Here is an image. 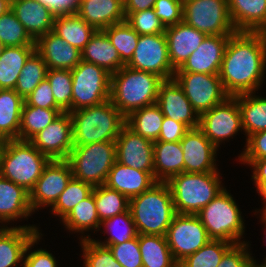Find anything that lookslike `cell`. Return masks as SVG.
<instances>
[{
    "label": "cell",
    "mask_w": 266,
    "mask_h": 267,
    "mask_svg": "<svg viewBox=\"0 0 266 267\" xmlns=\"http://www.w3.org/2000/svg\"><path fill=\"white\" fill-rule=\"evenodd\" d=\"M266 33L236 32L230 36L219 76L229 96L252 93L266 74Z\"/></svg>",
    "instance_id": "cell-1"
},
{
    "label": "cell",
    "mask_w": 266,
    "mask_h": 267,
    "mask_svg": "<svg viewBox=\"0 0 266 267\" xmlns=\"http://www.w3.org/2000/svg\"><path fill=\"white\" fill-rule=\"evenodd\" d=\"M163 81L156 74L125 65L111 74L110 101L127 117L134 110L156 104Z\"/></svg>",
    "instance_id": "cell-2"
},
{
    "label": "cell",
    "mask_w": 266,
    "mask_h": 267,
    "mask_svg": "<svg viewBox=\"0 0 266 267\" xmlns=\"http://www.w3.org/2000/svg\"><path fill=\"white\" fill-rule=\"evenodd\" d=\"M129 210L138 234L165 236L176 212L166 182H156L149 190L129 201Z\"/></svg>",
    "instance_id": "cell-3"
},
{
    "label": "cell",
    "mask_w": 266,
    "mask_h": 267,
    "mask_svg": "<svg viewBox=\"0 0 266 267\" xmlns=\"http://www.w3.org/2000/svg\"><path fill=\"white\" fill-rule=\"evenodd\" d=\"M69 113L72 118L73 146L116 141L125 125V116L110 100Z\"/></svg>",
    "instance_id": "cell-4"
},
{
    "label": "cell",
    "mask_w": 266,
    "mask_h": 267,
    "mask_svg": "<svg viewBox=\"0 0 266 267\" xmlns=\"http://www.w3.org/2000/svg\"><path fill=\"white\" fill-rule=\"evenodd\" d=\"M51 159L30 141L6 140L0 145V175L30 192Z\"/></svg>",
    "instance_id": "cell-5"
},
{
    "label": "cell",
    "mask_w": 266,
    "mask_h": 267,
    "mask_svg": "<svg viewBox=\"0 0 266 267\" xmlns=\"http://www.w3.org/2000/svg\"><path fill=\"white\" fill-rule=\"evenodd\" d=\"M166 183L172 193L175 212L179 214H197L225 188L219 171L182 172Z\"/></svg>",
    "instance_id": "cell-6"
},
{
    "label": "cell",
    "mask_w": 266,
    "mask_h": 267,
    "mask_svg": "<svg viewBox=\"0 0 266 267\" xmlns=\"http://www.w3.org/2000/svg\"><path fill=\"white\" fill-rule=\"evenodd\" d=\"M235 200L224 188L196 214L210 239L232 244L247 242L241 240L245 234V220Z\"/></svg>",
    "instance_id": "cell-7"
},
{
    "label": "cell",
    "mask_w": 266,
    "mask_h": 267,
    "mask_svg": "<svg viewBox=\"0 0 266 267\" xmlns=\"http://www.w3.org/2000/svg\"><path fill=\"white\" fill-rule=\"evenodd\" d=\"M66 160L74 178L93 187L103 185L116 162L115 141L73 146Z\"/></svg>",
    "instance_id": "cell-8"
},
{
    "label": "cell",
    "mask_w": 266,
    "mask_h": 267,
    "mask_svg": "<svg viewBox=\"0 0 266 267\" xmlns=\"http://www.w3.org/2000/svg\"><path fill=\"white\" fill-rule=\"evenodd\" d=\"M72 111L110 100L111 74L102 67L81 60L71 70Z\"/></svg>",
    "instance_id": "cell-9"
},
{
    "label": "cell",
    "mask_w": 266,
    "mask_h": 267,
    "mask_svg": "<svg viewBox=\"0 0 266 267\" xmlns=\"http://www.w3.org/2000/svg\"><path fill=\"white\" fill-rule=\"evenodd\" d=\"M183 21L207 36H231L237 32L229 15L228 0H184Z\"/></svg>",
    "instance_id": "cell-10"
},
{
    "label": "cell",
    "mask_w": 266,
    "mask_h": 267,
    "mask_svg": "<svg viewBox=\"0 0 266 267\" xmlns=\"http://www.w3.org/2000/svg\"><path fill=\"white\" fill-rule=\"evenodd\" d=\"M198 128L217 149L225 141L234 138L240 130L242 132L237 95L227 97L220 104L201 114Z\"/></svg>",
    "instance_id": "cell-11"
},
{
    "label": "cell",
    "mask_w": 266,
    "mask_h": 267,
    "mask_svg": "<svg viewBox=\"0 0 266 267\" xmlns=\"http://www.w3.org/2000/svg\"><path fill=\"white\" fill-rule=\"evenodd\" d=\"M174 79L199 116L229 97L216 74L175 72Z\"/></svg>",
    "instance_id": "cell-12"
},
{
    "label": "cell",
    "mask_w": 266,
    "mask_h": 267,
    "mask_svg": "<svg viewBox=\"0 0 266 267\" xmlns=\"http://www.w3.org/2000/svg\"><path fill=\"white\" fill-rule=\"evenodd\" d=\"M165 237L178 264L210 240L206 228L196 214L176 213Z\"/></svg>",
    "instance_id": "cell-13"
},
{
    "label": "cell",
    "mask_w": 266,
    "mask_h": 267,
    "mask_svg": "<svg viewBox=\"0 0 266 267\" xmlns=\"http://www.w3.org/2000/svg\"><path fill=\"white\" fill-rule=\"evenodd\" d=\"M126 66L156 74L163 80L173 79L175 69L169 61L165 33L139 35L137 47Z\"/></svg>",
    "instance_id": "cell-14"
},
{
    "label": "cell",
    "mask_w": 266,
    "mask_h": 267,
    "mask_svg": "<svg viewBox=\"0 0 266 267\" xmlns=\"http://www.w3.org/2000/svg\"><path fill=\"white\" fill-rule=\"evenodd\" d=\"M72 177L71 166L66 159L50 160L29 192V202L33 213L46 206L52 207Z\"/></svg>",
    "instance_id": "cell-15"
},
{
    "label": "cell",
    "mask_w": 266,
    "mask_h": 267,
    "mask_svg": "<svg viewBox=\"0 0 266 267\" xmlns=\"http://www.w3.org/2000/svg\"><path fill=\"white\" fill-rule=\"evenodd\" d=\"M116 161L140 171H147L154 177V142L136 134L126 124L115 141Z\"/></svg>",
    "instance_id": "cell-16"
},
{
    "label": "cell",
    "mask_w": 266,
    "mask_h": 267,
    "mask_svg": "<svg viewBox=\"0 0 266 267\" xmlns=\"http://www.w3.org/2000/svg\"><path fill=\"white\" fill-rule=\"evenodd\" d=\"M30 142L51 160L67 159L73 148L70 113H61L51 124L37 133Z\"/></svg>",
    "instance_id": "cell-17"
},
{
    "label": "cell",
    "mask_w": 266,
    "mask_h": 267,
    "mask_svg": "<svg viewBox=\"0 0 266 267\" xmlns=\"http://www.w3.org/2000/svg\"><path fill=\"white\" fill-rule=\"evenodd\" d=\"M183 149L184 172L207 173L218 171L217 151L211 141L199 129H190L180 140Z\"/></svg>",
    "instance_id": "cell-18"
},
{
    "label": "cell",
    "mask_w": 266,
    "mask_h": 267,
    "mask_svg": "<svg viewBox=\"0 0 266 267\" xmlns=\"http://www.w3.org/2000/svg\"><path fill=\"white\" fill-rule=\"evenodd\" d=\"M156 104L160 107L164 117L185 123L190 129L199 127L200 116L174 78L164 80L160 84Z\"/></svg>",
    "instance_id": "cell-19"
},
{
    "label": "cell",
    "mask_w": 266,
    "mask_h": 267,
    "mask_svg": "<svg viewBox=\"0 0 266 267\" xmlns=\"http://www.w3.org/2000/svg\"><path fill=\"white\" fill-rule=\"evenodd\" d=\"M230 36H206L200 46L175 72H194L219 75L224 51Z\"/></svg>",
    "instance_id": "cell-20"
},
{
    "label": "cell",
    "mask_w": 266,
    "mask_h": 267,
    "mask_svg": "<svg viewBox=\"0 0 266 267\" xmlns=\"http://www.w3.org/2000/svg\"><path fill=\"white\" fill-rule=\"evenodd\" d=\"M35 51L45 61L48 69L72 70L82 60L81 51L53 31L35 40Z\"/></svg>",
    "instance_id": "cell-21"
},
{
    "label": "cell",
    "mask_w": 266,
    "mask_h": 267,
    "mask_svg": "<svg viewBox=\"0 0 266 267\" xmlns=\"http://www.w3.org/2000/svg\"><path fill=\"white\" fill-rule=\"evenodd\" d=\"M207 35L184 21L166 27L165 37L172 67L180 68L188 57L200 46Z\"/></svg>",
    "instance_id": "cell-22"
},
{
    "label": "cell",
    "mask_w": 266,
    "mask_h": 267,
    "mask_svg": "<svg viewBox=\"0 0 266 267\" xmlns=\"http://www.w3.org/2000/svg\"><path fill=\"white\" fill-rule=\"evenodd\" d=\"M40 232L37 225L0 227V267L23 266L26 246Z\"/></svg>",
    "instance_id": "cell-23"
},
{
    "label": "cell",
    "mask_w": 266,
    "mask_h": 267,
    "mask_svg": "<svg viewBox=\"0 0 266 267\" xmlns=\"http://www.w3.org/2000/svg\"><path fill=\"white\" fill-rule=\"evenodd\" d=\"M11 10L34 40L53 30L56 14L40 1L11 0Z\"/></svg>",
    "instance_id": "cell-24"
},
{
    "label": "cell",
    "mask_w": 266,
    "mask_h": 267,
    "mask_svg": "<svg viewBox=\"0 0 266 267\" xmlns=\"http://www.w3.org/2000/svg\"><path fill=\"white\" fill-rule=\"evenodd\" d=\"M33 214L29 192L0 175V227H8L10 221L28 220Z\"/></svg>",
    "instance_id": "cell-25"
},
{
    "label": "cell",
    "mask_w": 266,
    "mask_h": 267,
    "mask_svg": "<svg viewBox=\"0 0 266 267\" xmlns=\"http://www.w3.org/2000/svg\"><path fill=\"white\" fill-rule=\"evenodd\" d=\"M76 13L97 31L126 20L124 0H79Z\"/></svg>",
    "instance_id": "cell-26"
},
{
    "label": "cell",
    "mask_w": 266,
    "mask_h": 267,
    "mask_svg": "<svg viewBox=\"0 0 266 267\" xmlns=\"http://www.w3.org/2000/svg\"><path fill=\"white\" fill-rule=\"evenodd\" d=\"M156 182L149 172L140 171L116 161L104 185L124 194L130 200L149 190Z\"/></svg>",
    "instance_id": "cell-27"
},
{
    "label": "cell",
    "mask_w": 266,
    "mask_h": 267,
    "mask_svg": "<svg viewBox=\"0 0 266 267\" xmlns=\"http://www.w3.org/2000/svg\"><path fill=\"white\" fill-rule=\"evenodd\" d=\"M228 9L237 32L266 33V0H228Z\"/></svg>",
    "instance_id": "cell-28"
},
{
    "label": "cell",
    "mask_w": 266,
    "mask_h": 267,
    "mask_svg": "<svg viewBox=\"0 0 266 267\" xmlns=\"http://www.w3.org/2000/svg\"><path fill=\"white\" fill-rule=\"evenodd\" d=\"M154 178L167 182L172 176L184 172L183 149L180 141H154Z\"/></svg>",
    "instance_id": "cell-29"
},
{
    "label": "cell",
    "mask_w": 266,
    "mask_h": 267,
    "mask_svg": "<svg viewBox=\"0 0 266 267\" xmlns=\"http://www.w3.org/2000/svg\"><path fill=\"white\" fill-rule=\"evenodd\" d=\"M82 60L104 68L110 74L119 71L125 64L117 49L103 30H98L81 51Z\"/></svg>",
    "instance_id": "cell-30"
},
{
    "label": "cell",
    "mask_w": 266,
    "mask_h": 267,
    "mask_svg": "<svg viewBox=\"0 0 266 267\" xmlns=\"http://www.w3.org/2000/svg\"><path fill=\"white\" fill-rule=\"evenodd\" d=\"M24 99L14 89H0V137L19 139L21 112Z\"/></svg>",
    "instance_id": "cell-31"
},
{
    "label": "cell",
    "mask_w": 266,
    "mask_h": 267,
    "mask_svg": "<svg viewBox=\"0 0 266 267\" xmlns=\"http://www.w3.org/2000/svg\"><path fill=\"white\" fill-rule=\"evenodd\" d=\"M61 222L70 233L72 231L81 234L79 240L91 239V234L84 235L85 232L100 231L101 221L97 214L93 192L74 206Z\"/></svg>",
    "instance_id": "cell-32"
},
{
    "label": "cell",
    "mask_w": 266,
    "mask_h": 267,
    "mask_svg": "<svg viewBox=\"0 0 266 267\" xmlns=\"http://www.w3.org/2000/svg\"><path fill=\"white\" fill-rule=\"evenodd\" d=\"M52 31L82 51L97 30L73 13L56 15Z\"/></svg>",
    "instance_id": "cell-33"
},
{
    "label": "cell",
    "mask_w": 266,
    "mask_h": 267,
    "mask_svg": "<svg viewBox=\"0 0 266 267\" xmlns=\"http://www.w3.org/2000/svg\"><path fill=\"white\" fill-rule=\"evenodd\" d=\"M255 93L237 95L246 139L252 134L266 130V97L255 95Z\"/></svg>",
    "instance_id": "cell-34"
},
{
    "label": "cell",
    "mask_w": 266,
    "mask_h": 267,
    "mask_svg": "<svg viewBox=\"0 0 266 267\" xmlns=\"http://www.w3.org/2000/svg\"><path fill=\"white\" fill-rule=\"evenodd\" d=\"M35 46L4 47L0 56V89H14L26 60Z\"/></svg>",
    "instance_id": "cell-35"
},
{
    "label": "cell",
    "mask_w": 266,
    "mask_h": 267,
    "mask_svg": "<svg viewBox=\"0 0 266 267\" xmlns=\"http://www.w3.org/2000/svg\"><path fill=\"white\" fill-rule=\"evenodd\" d=\"M143 267H177L165 236L138 234Z\"/></svg>",
    "instance_id": "cell-36"
},
{
    "label": "cell",
    "mask_w": 266,
    "mask_h": 267,
    "mask_svg": "<svg viewBox=\"0 0 266 267\" xmlns=\"http://www.w3.org/2000/svg\"><path fill=\"white\" fill-rule=\"evenodd\" d=\"M164 115L157 104L132 111L125 117V124L136 134L151 141H157Z\"/></svg>",
    "instance_id": "cell-37"
},
{
    "label": "cell",
    "mask_w": 266,
    "mask_h": 267,
    "mask_svg": "<svg viewBox=\"0 0 266 267\" xmlns=\"http://www.w3.org/2000/svg\"><path fill=\"white\" fill-rule=\"evenodd\" d=\"M62 109H45L27 105L24 102L19 128V140L30 141L37 133L51 124Z\"/></svg>",
    "instance_id": "cell-38"
},
{
    "label": "cell",
    "mask_w": 266,
    "mask_h": 267,
    "mask_svg": "<svg viewBox=\"0 0 266 267\" xmlns=\"http://www.w3.org/2000/svg\"><path fill=\"white\" fill-rule=\"evenodd\" d=\"M97 214L102 222L105 219L129 210V199L106 185L95 186L92 190Z\"/></svg>",
    "instance_id": "cell-39"
},
{
    "label": "cell",
    "mask_w": 266,
    "mask_h": 267,
    "mask_svg": "<svg viewBox=\"0 0 266 267\" xmlns=\"http://www.w3.org/2000/svg\"><path fill=\"white\" fill-rule=\"evenodd\" d=\"M48 67L42 57L34 51L26 60L21 74L17 79L15 92L23 99L28 97L33 90L46 79Z\"/></svg>",
    "instance_id": "cell-40"
},
{
    "label": "cell",
    "mask_w": 266,
    "mask_h": 267,
    "mask_svg": "<svg viewBox=\"0 0 266 267\" xmlns=\"http://www.w3.org/2000/svg\"><path fill=\"white\" fill-rule=\"evenodd\" d=\"M102 227L106 229V233L105 231H103V233H108L110 236L108 238L106 237L104 242L99 239H93L96 243L102 246L121 244L135 238L138 235L130 210L103 220L100 225L101 231Z\"/></svg>",
    "instance_id": "cell-41"
},
{
    "label": "cell",
    "mask_w": 266,
    "mask_h": 267,
    "mask_svg": "<svg viewBox=\"0 0 266 267\" xmlns=\"http://www.w3.org/2000/svg\"><path fill=\"white\" fill-rule=\"evenodd\" d=\"M93 186L72 177L65 190L60 194L58 200L51 207V213L60 217L61 221L70 213L74 206L88 197L93 190Z\"/></svg>",
    "instance_id": "cell-42"
},
{
    "label": "cell",
    "mask_w": 266,
    "mask_h": 267,
    "mask_svg": "<svg viewBox=\"0 0 266 267\" xmlns=\"http://www.w3.org/2000/svg\"><path fill=\"white\" fill-rule=\"evenodd\" d=\"M233 245L224 240L210 239L202 248L188 255L178 265L179 267H217L224 254Z\"/></svg>",
    "instance_id": "cell-43"
},
{
    "label": "cell",
    "mask_w": 266,
    "mask_h": 267,
    "mask_svg": "<svg viewBox=\"0 0 266 267\" xmlns=\"http://www.w3.org/2000/svg\"><path fill=\"white\" fill-rule=\"evenodd\" d=\"M103 31L117 49L121 61L126 65L137 47L139 34L126 21L113 24Z\"/></svg>",
    "instance_id": "cell-44"
},
{
    "label": "cell",
    "mask_w": 266,
    "mask_h": 267,
    "mask_svg": "<svg viewBox=\"0 0 266 267\" xmlns=\"http://www.w3.org/2000/svg\"><path fill=\"white\" fill-rule=\"evenodd\" d=\"M0 42L5 47L35 46V40L10 9L0 16Z\"/></svg>",
    "instance_id": "cell-45"
},
{
    "label": "cell",
    "mask_w": 266,
    "mask_h": 267,
    "mask_svg": "<svg viewBox=\"0 0 266 267\" xmlns=\"http://www.w3.org/2000/svg\"><path fill=\"white\" fill-rule=\"evenodd\" d=\"M46 79L50 83L56 104L64 111H72L71 70L48 69Z\"/></svg>",
    "instance_id": "cell-46"
},
{
    "label": "cell",
    "mask_w": 266,
    "mask_h": 267,
    "mask_svg": "<svg viewBox=\"0 0 266 267\" xmlns=\"http://www.w3.org/2000/svg\"><path fill=\"white\" fill-rule=\"evenodd\" d=\"M84 267H122L106 246L96 243L92 238L80 240Z\"/></svg>",
    "instance_id": "cell-47"
},
{
    "label": "cell",
    "mask_w": 266,
    "mask_h": 267,
    "mask_svg": "<svg viewBox=\"0 0 266 267\" xmlns=\"http://www.w3.org/2000/svg\"><path fill=\"white\" fill-rule=\"evenodd\" d=\"M126 22L139 35L165 33V27L156 16L153 8L139 12H124Z\"/></svg>",
    "instance_id": "cell-48"
},
{
    "label": "cell",
    "mask_w": 266,
    "mask_h": 267,
    "mask_svg": "<svg viewBox=\"0 0 266 267\" xmlns=\"http://www.w3.org/2000/svg\"><path fill=\"white\" fill-rule=\"evenodd\" d=\"M106 247L110 249L113 257L122 267H143L138 235L121 244L108 245Z\"/></svg>",
    "instance_id": "cell-49"
},
{
    "label": "cell",
    "mask_w": 266,
    "mask_h": 267,
    "mask_svg": "<svg viewBox=\"0 0 266 267\" xmlns=\"http://www.w3.org/2000/svg\"><path fill=\"white\" fill-rule=\"evenodd\" d=\"M42 236L43 234L38 232L26 246L22 267H58L52 253L42 248L33 249L36 244H39L40 239L42 240Z\"/></svg>",
    "instance_id": "cell-50"
},
{
    "label": "cell",
    "mask_w": 266,
    "mask_h": 267,
    "mask_svg": "<svg viewBox=\"0 0 266 267\" xmlns=\"http://www.w3.org/2000/svg\"><path fill=\"white\" fill-rule=\"evenodd\" d=\"M153 9L165 28L183 21L181 0H156Z\"/></svg>",
    "instance_id": "cell-51"
},
{
    "label": "cell",
    "mask_w": 266,
    "mask_h": 267,
    "mask_svg": "<svg viewBox=\"0 0 266 267\" xmlns=\"http://www.w3.org/2000/svg\"><path fill=\"white\" fill-rule=\"evenodd\" d=\"M245 142L238 162L250 165L254 160L266 158V130L250 135Z\"/></svg>",
    "instance_id": "cell-52"
},
{
    "label": "cell",
    "mask_w": 266,
    "mask_h": 267,
    "mask_svg": "<svg viewBox=\"0 0 266 267\" xmlns=\"http://www.w3.org/2000/svg\"><path fill=\"white\" fill-rule=\"evenodd\" d=\"M250 242L234 244L222 257L217 267H253Z\"/></svg>",
    "instance_id": "cell-53"
},
{
    "label": "cell",
    "mask_w": 266,
    "mask_h": 267,
    "mask_svg": "<svg viewBox=\"0 0 266 267\" xmlns=\"http://www.w3.org/2000/svg\"><path fill=\"white\" fill-rule=\"evenodd\" d=\"M27 105L45 109H61L55 102L50 83L43 80L33 92L24 99Z\"/></svg>",
    "instance_id": "cell-54"
},
{
    "label": "cell",
    "mask_w": 266,
    "mask_h": 267,
    "mask_svg": "<svg viewBox=\"0 0 266 267\" xmlns=\"http://www.w3.org/2000/svg\"><path fill=\"white\" fill-rule=\"evenodd\" d=\"M189 130L190 128L185 123H179L164 117L157 141L178 142Z\"/></svg>",
    "instance_id": "cell-55"
},
{
    "label": "cell",
    "mask_w": 266,
    "mask_h": 267,
    "mask_svg": "<svg viewBox=\"0 0 266 267\" xmlns=\"http://www.w3.org/2000/svg\"><path fill=\"white\" fill-rule=\"evenodd\" d=\"M46 4L56 15L76 13L79 0H37Z\"/></svg>",
    "instance_id": "cell-56"
},
{
    "label": "cell",
    "mask_w": 266,
    "mask_h": 267,
    "mask_svg": "<svg viewBox=\"0 0 266 267\" xmlns=\"http://www.w3.org/2000/svg\"><path fill=\"white\" fill-rule=\"evenodd\" d=\"M156 0H124V12H139L154 8Z\"/></svg>",
    "instance_id": "cell-57"
},
{
    "label": "cell",
    "mask_w": 266,
    "mask_h": 267,
    "mask_svg": "<svg viewBox=\"0 0 266 267\" xmlns=\"http://www.w3.org/2000/svg\"><path fill=\"white\" fill-rule=\"evenodd\" d=\"M249 166L253 170V175H251L253 181L266 180V158L254 160Z\"/></svg>",
    "instance_id": "cell-58"
},
{
    "label": "cell",
    "mask_w": 266,
    "mask_h": 267,
    "mask_svg": "<svg viewBox=\"0 0 266 267\" xmlns=\"http://www.w3.org/2000/svg\"><path fill=\"white\" fill-rule=\"evenodd\" d=\"M254 185H256V189L258 192V195H260L262 197L263 200V207H261L262 209H257L255 210V215L256 213H261L262 212H266V180L265 181H254Z\"/></svg>",
    "instance_id": "cell-59"
},
{
    "label": "cell",
    "mask_w": 266,
    "mask_h": 267,
    "mask_svg": "<svg viewBox=\"0 0 266 267\" xmlns=\"http://www.w3.org/2000/svg\"><path fill=\"white\" fill-rule=\"evenodd\" d=\"M11 9V0H0V16Z\"/></svg>",
    "instance_id": "cell-60"
},
{
    "label": "cell",
    "mask_w": 266,
    "mask_h": 267,
    "mask_svg": "<svg viewBox=\"0 0 266 267\" xmlns=\"http://www.w3.org/2000/svg\"><path fill=\"white\" fill-rule=\"evenodd\" d=\"M260 214H261V217L259 216V218L261 219L260 221L262 222V224H264V228L266 230V212H261ZM264 239H266V238H264ZM265 259H266V257H265Z\"/></svg>",
    "instance_id": "cell-61"
},
{
    "label": "cell",
    "mask_w": 266,
    "mask_h": 267,
    "mask_svg": "<svg viewBox=\"0 0 266 267\" xmlns=\"http://www.w3.org/2000/svg\"><path fill=\"white\" fill-rule=\"evenodd\" d=\"M253 267H266V259L263 260L260 264L256 261V259H253Z\"/></svg>",
    "instance_id": "cell-62"
},
{
    "label": "cell",
    "mask_w": 266,
    "mask_h": 267,
    "mask_svg": "<svg viewBox=\"0 0 266 267\" xmlns=\"http://www.w3.org/2000/svg\"><path fill=\"white\" fill-rule=\"evenodd\" d=\"M4 47H5L4 44L2 42H0V56L2 54Z\"/></svg>",
    "instance_id": "cell-63"
},
{
    "label": "cell",
    "mask_w": 266,
    "mask_h": 267,
    "mask_svg": "<svg viewBox=\"0 0 266 267\" xmlns=\"http://www.w3.org/2000/svg\"><path fill=\"white\" fill-rule=\"evenodd\" d=\"M4 140L0 137V144L3 142Z\"/></svg>",
    "instance_id": "cell-64"
}]
</instances>
